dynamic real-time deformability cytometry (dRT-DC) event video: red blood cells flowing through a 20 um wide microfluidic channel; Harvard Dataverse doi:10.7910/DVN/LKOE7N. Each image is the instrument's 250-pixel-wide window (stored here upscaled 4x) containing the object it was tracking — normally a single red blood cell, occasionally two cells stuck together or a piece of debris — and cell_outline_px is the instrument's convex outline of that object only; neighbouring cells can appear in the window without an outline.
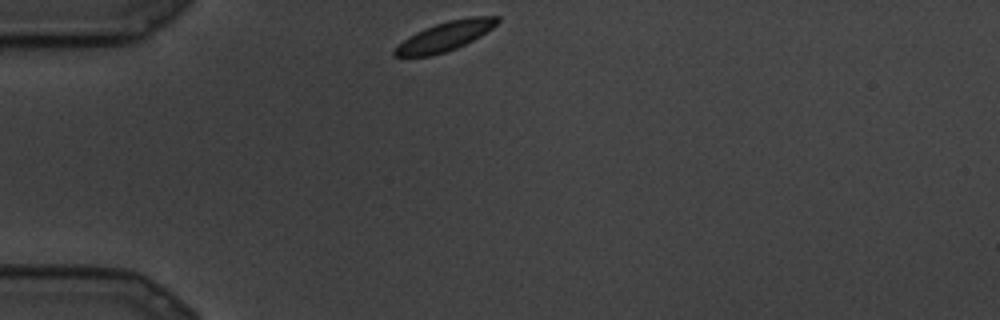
{"species": "common noctule bat (a hibernating species)", "species_latin": "Nyctalus noctula", "temperature_condition": "cold", "stored_images_in_passage": 5, "camera_frame_rate_fps": 3000, "um_per_image_px": 0.085, "animal": {"sex": "male", "body_mass_g": 19.5, "forearm_length_mm": 54.6}, "frame": {"image": 1, "passage_image": 1, "time_ms": 0.0, "image_size_px": [1000, 320], "cell_outline_px": [[500, 20], [492, 28], [480, 36], [456, 48], [432, 56], [392, 56], [392, 52], [408, 36], [424, 28], [448, 20], [472, 16], [500, 16]], "centroid_in_image_um": [37.84, 3.07], "position_along_channel_um": 47.2, "area_um2": 17.34}}
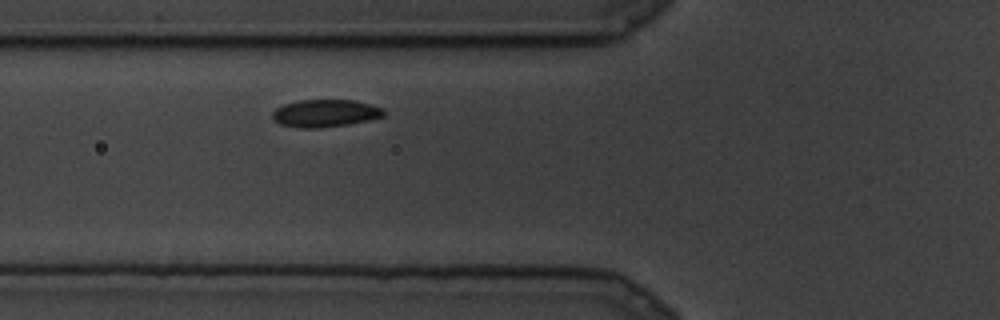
{"frame": {"image": 2, "passage_image": 4, "time_ms": 1.0, "image_size_px": [1000, 320], "cell_outline_px": [[384, 116], [368, 120], [348, 124], [316, 128], [300, 128], [280, 124], [272, 120], [272, 112], [276, 108], [284, 104], [300, 100], [352, 100], [384, 108]], "centroid_in_image_um": [27.6, 9.63], "position_along_channel_um": 98.2, "area_um2": 17.74}}